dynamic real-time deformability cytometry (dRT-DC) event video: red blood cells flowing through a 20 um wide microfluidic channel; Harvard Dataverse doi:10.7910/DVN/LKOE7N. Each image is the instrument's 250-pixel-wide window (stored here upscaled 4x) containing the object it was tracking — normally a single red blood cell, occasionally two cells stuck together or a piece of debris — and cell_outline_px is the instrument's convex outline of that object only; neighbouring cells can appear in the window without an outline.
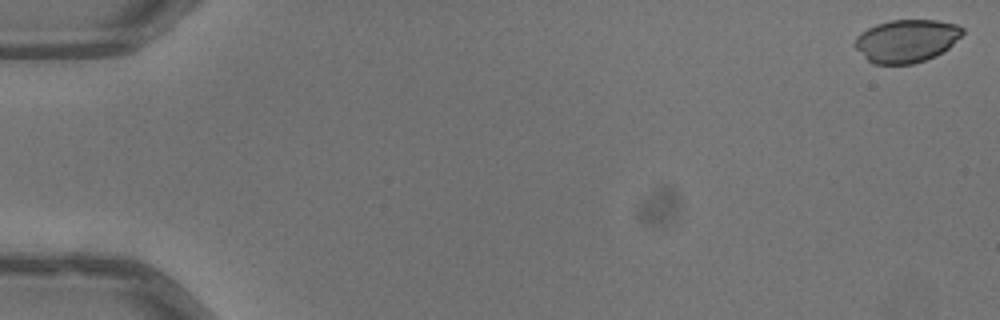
{"species": "common noctule bat (a hibernating species)", "species_latin": "Nyctalus noctula", "temperature_condition": "warm", "stored_images_in_passage": 52, "camera_frame_rate_fps": 3000, "um_per_image_px": 0.085, "animal": {"sex": "male", "body_mass_g": 13.3}, "frame": {"image": 1, "passage_image": 1, "time_ms": 0.0, "image_size_px": [1000, 320], "cell_outline_px": [[964, 32], [944, 52], [936, 56], [912, 64], [872, 64], [852, 44], [856, 36], [860, 32], [876, 24], [892, 20], [936, 20], [956, 24], [964, 28]], "centroid_in_image_um": [77.03, 3.47], "position_along_channel_um": 8.0, "area_um2": 26.93}}
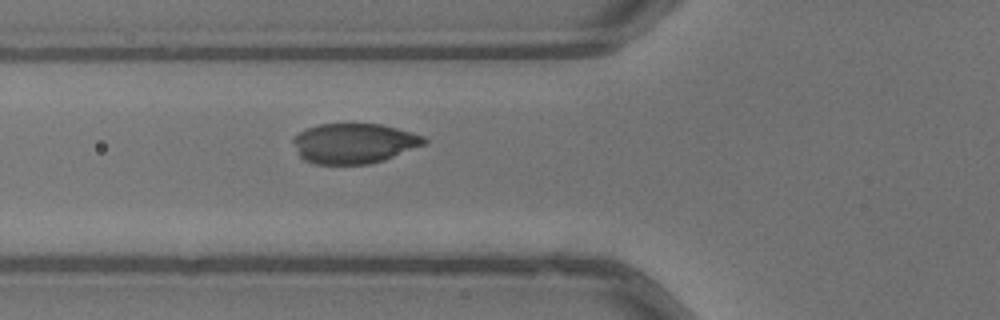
{"frame": {"image": 2, "passage_image": 20, "time_ms": 6.333, "image_size_px": [1000, 320], "cell_outline_px": [[428, 144], [384, 160], [368, 164], [316, 164], [304, 160], [300, 156], [292, 140], [292, 136], [308, 128], [320, 124], [380, 124], [412, 132], [424, 136], [428, 140]], "centroid_in_image_um": [30.13, 12.19], "position_along_channel_um": 95.7, "area_um2": 30.69}}
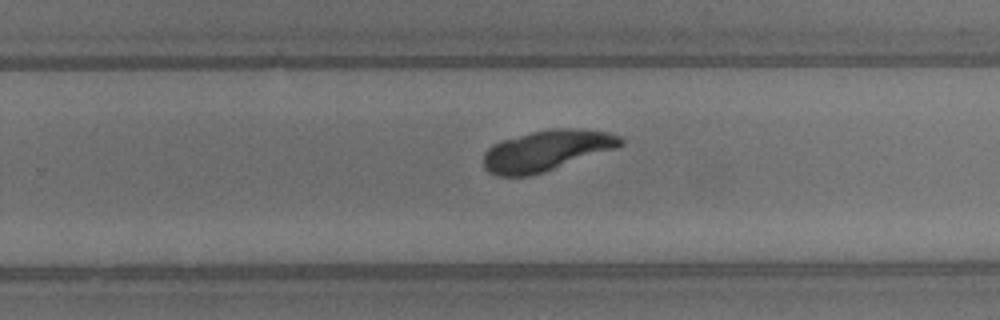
{"frame": {"image": 3, "passage_image": 34, "time_ms": 11.0, "image_size_px": [1000, 320], "cell_outline_px": [[624, 144], [620, 148], [528, 176], [496, 176], [488, 172], [484, 168], [484, 152], [492, 144], [504, 140], [532, 132], [548, 128], [580, 128], [608, 132], [620, 136], [624, 140]], "centroid_in_image_um": [46.5, 12.79], "position_along_channel_um": 283.3, "area_um2": 32.66}}